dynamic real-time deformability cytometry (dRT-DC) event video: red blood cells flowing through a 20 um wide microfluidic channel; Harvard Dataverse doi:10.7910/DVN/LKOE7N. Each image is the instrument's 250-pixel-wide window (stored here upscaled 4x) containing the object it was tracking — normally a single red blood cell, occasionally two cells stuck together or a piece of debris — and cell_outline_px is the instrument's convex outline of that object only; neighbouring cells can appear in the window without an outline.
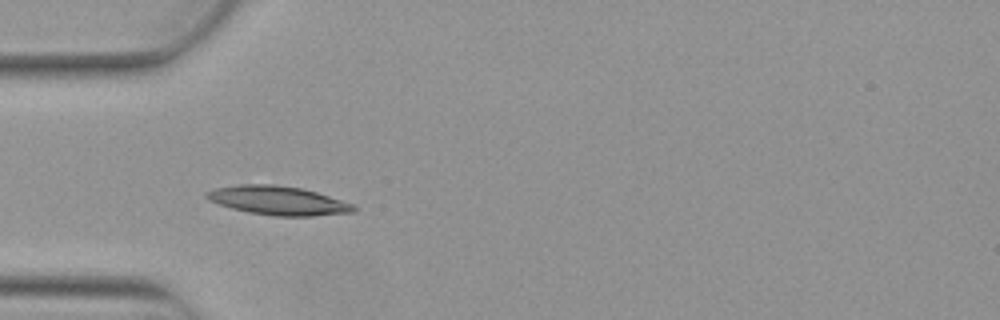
{"species": "Egyptian fruit bat (a non-hibernating species)", "species_latin": "Rousettus aegyptiacus", "temperature_condition": "warm", "stored_images_in_passage": 3, "camera_frame_rate_fps": 3000, "um_per_image_px": 0.085, "animal": {"sex": "female"}, "frame": {"image": 1, "passage_image": 2, "time_ms": 0.333, "image_size_px": [1000, 320], "cell_outline_px": [[356, 212], [312, 216], [276, 216], [248, 212], [232, 208], [208, 200], [204, 196], [204, 192], [216, 188], [240, 184], [276, 184], [300, 188], [316, 192], [352, 204], [356, 208]], "centroid_in_image_um": [23.61, 17.04], "position_along_channel_um": 61.4, "area_um2": 24.62}}
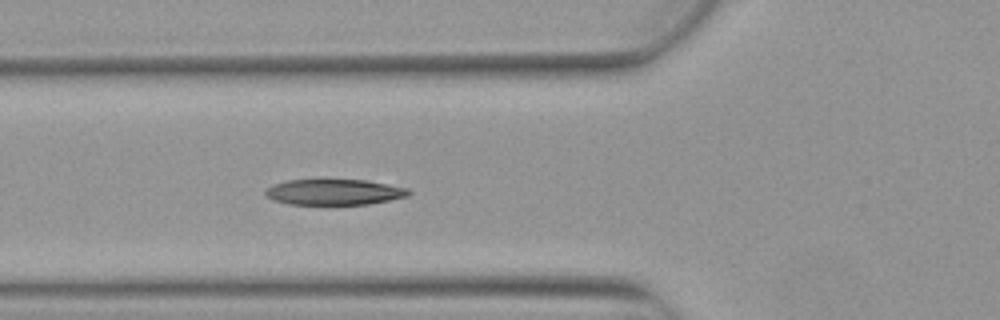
{"frame": {"image": 2, "passage_image": 3, "time_ms": 0.667, "image_size_px": [1000, 320], "cell_outline_px": [[412, 192], [408, 196], [368, 204], [288, 204], [272, 200], [264, 192], [272, 184], [288, 180], [368, 180], [408, 188]], "centroid_in_image_um": [28.41, 16.32], "position_along_channel_um": 97.4, "area_um2": 21.39}}